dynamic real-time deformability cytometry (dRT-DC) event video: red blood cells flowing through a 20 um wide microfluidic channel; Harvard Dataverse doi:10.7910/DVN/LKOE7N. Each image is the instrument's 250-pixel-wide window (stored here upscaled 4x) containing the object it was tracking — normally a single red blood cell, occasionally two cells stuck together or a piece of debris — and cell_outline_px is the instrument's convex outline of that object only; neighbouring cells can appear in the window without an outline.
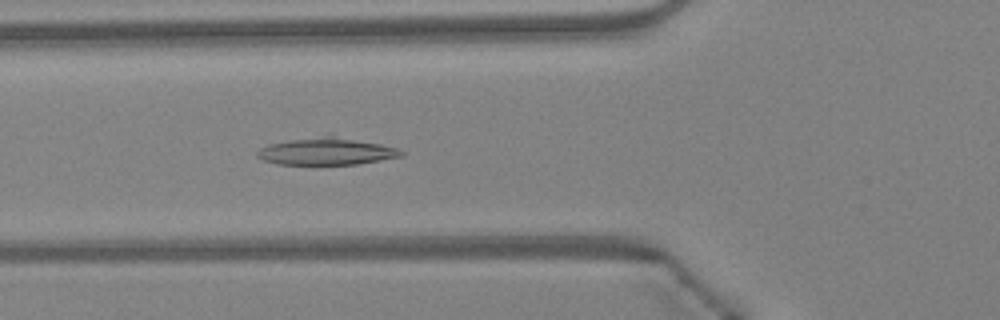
{"species": "Egyptian fruit bat (a non-hibernating species)", "species_latin": "Rousettus aegyptiacus", "temperature_condition": "warm", "stored_images_in_passage": 25, "camera_frame_rate_fps": 3000, "um_per_image_px": 0.085, "animal": {"sex": "female"}, "frame": {"image": 1, "passage_image": 7, "time_ms": 2.0, "image_size_px": [1000, 320], "cell_outline_px": [[404, 156], [356, 164], [276, 164], [264, 160], [256, 156], [256, 152], [260, 148], [272, 144], [292, 140], [324, 136], [332, 136], [380, 144], [396, 148], [404, 152]], "centroid_in_image_um": [27.75, 12.89], "position_along_channel_um": 98.0, "area_um2": 22.08}}
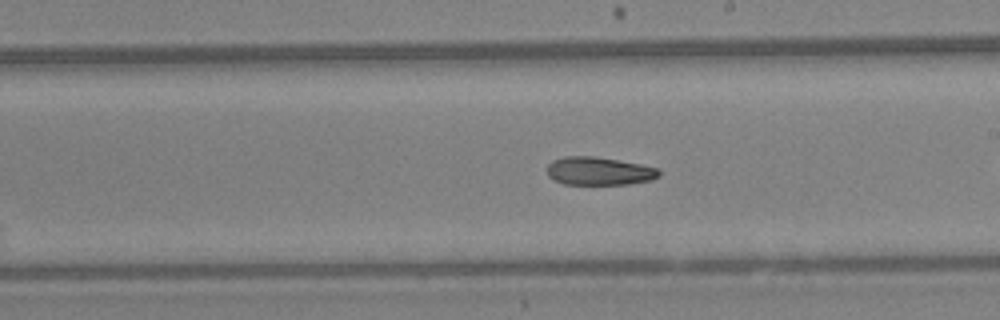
{"frame": {"image": 2, "passage_image": 14, "time_ms": 4.333, "image_size_px": [1000, 320], "cell_outline_px": [[660, 176], [652, 180], [628, 184], [564, 184], [548, 176], [548, 164], [552, 160], [564, 156], [592, 156], [640, 164], [660, 168]], "centroid_in_image_um": [50.94, 14.54], "position_along_channel_um": 238.1, "area_um2": 18.32}}
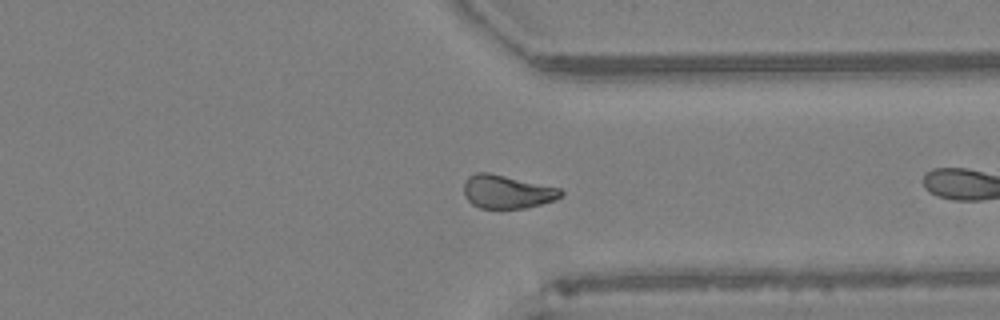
{"frame": {"image": 3, "passage_image": 23, "time_ms": 7.333, "image_size_px": [1000, 320], "cell_outline_px": [[564, 196], [556, 200], [524, 208], [480, 208], [472, 204], [464, 196], [464, 184], [468, 176], [476, 172], [488, 172], [560, 188], [564, 192]], "centroid_in_image_um": [43.11, 16.3], "position_along_channel_um": 368.3, "area_um2": 18.9}}